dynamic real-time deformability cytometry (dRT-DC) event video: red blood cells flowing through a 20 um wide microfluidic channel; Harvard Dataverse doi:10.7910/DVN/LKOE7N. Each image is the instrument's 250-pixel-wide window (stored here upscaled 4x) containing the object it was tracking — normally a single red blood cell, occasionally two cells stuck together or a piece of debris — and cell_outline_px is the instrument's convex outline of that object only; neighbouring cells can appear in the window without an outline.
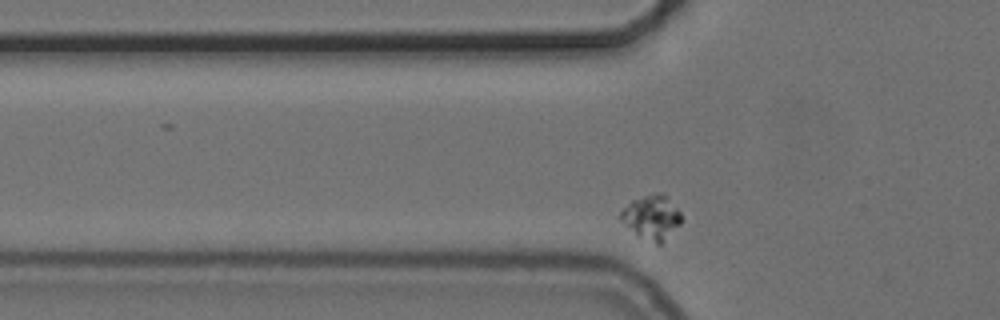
{"species": "common noctule bat (a hibernating species)", "species_latin": "Nyctalus noctula", "temperature_condition": "cold", "stored_images_in_passage": 35, "camera_frame_rate_fps": 3000, "um_per_image_px": 0.085, "animal": {"sex": "female", "body_mass_g": 24.6, "forearm_length_mm": 56.2}, "frame": {"image": 1, "passage_image": 4, "time_ms": 1.0, "image_size_px": [1000, 320], "cell_outline_px": [[680, 224], [664, 244], [656, 244], [636, 232], [616, 216], [632, 200], [656, 192], [660, 192], [668, 196], [680, 212]], "centroid_in_image_um": [55.43, 18.45], "position_along_channel_um": 70.4, "area_um2": 15.43}}
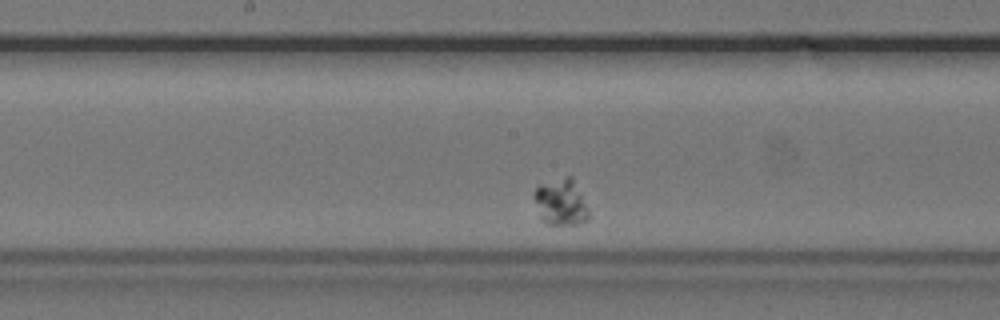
{"frame": {"image": 2, "passage_image": 16, "time_ms": 5.0, "image_size_px": [1000, 320], "cell_outline_px": [[588, 220], [576, 224], [548, 224], [540, 216], [532, 196], [536, 188], [540, 184], [568, 176], [572, 176], [588, 208]], "centroid_in_image_um": [47.66, 17.18], "position_along_channel_um": 200.5, "area_um2": 14.57}}
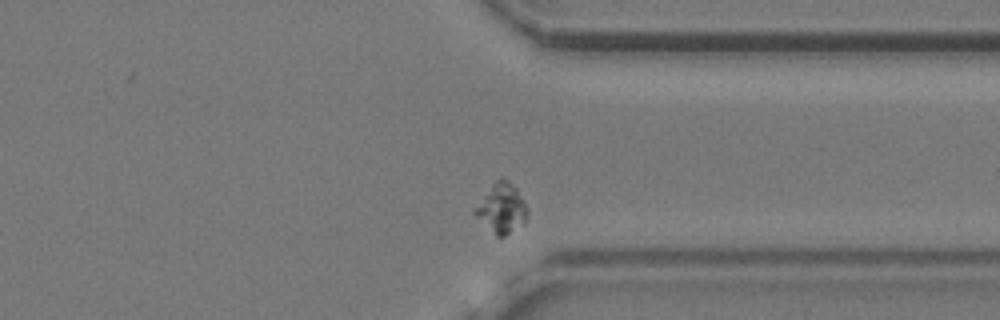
{"frame": {"image": 3, "passage_image": 31, "time_ms": 10.0, "image_size_px": [1000, 320], "cell_outline_px": [[528, 208], [524, 224], [504, 236], [496, 236], [472, 212], [472, 208], [492, 184], [500, 176], [508, 180], [516, 188], [524, 200]], "centroid_in_image_um": [42.62, 17.68], "position_along_channel_um": 368.8, "area_um2": 15.2}}